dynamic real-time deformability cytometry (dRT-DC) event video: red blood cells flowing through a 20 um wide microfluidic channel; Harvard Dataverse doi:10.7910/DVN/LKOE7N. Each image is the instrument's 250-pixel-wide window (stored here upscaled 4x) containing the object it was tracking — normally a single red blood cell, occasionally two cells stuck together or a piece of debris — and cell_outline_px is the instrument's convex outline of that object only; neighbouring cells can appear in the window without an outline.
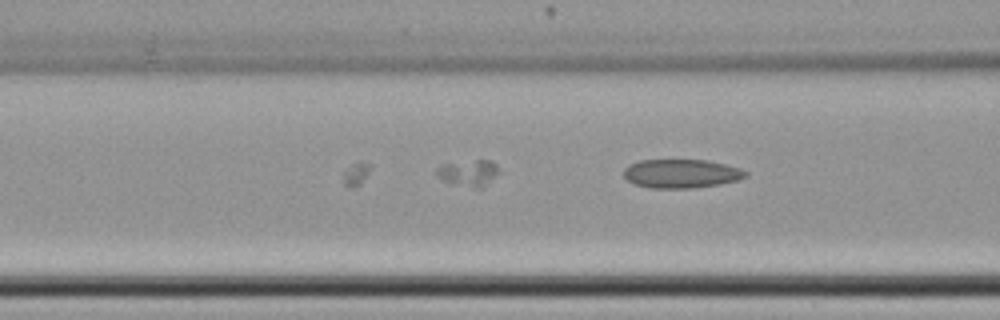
{"species": "common noctule bat (a hibernating species)", "species_latin": "Nyctalus noctula", "temperature_condition": "cold", "stored_images_in_passage": 7, "camera_frame_rate_fps": 3000, "um_per_image_px": 0.085, "animal": {"sex": "female", "body_mass_g": 22.7, "forearm_length_mm": 54.2}, "frame": {"image": 1, "passage_image": 7, "time_ms": 2.0, "image_size_px": [1000, 320], "cell_outline_px": [[748, 176], [736, 180], [720, 184], [692, 188], [652, 188], [636, 184], [628, 180], [624, 176], [624, 168], [628, 164], [640, 160], [708, 160], [740, 168], [748, 172]], "centroid_in_image_um": [57.91, 14.75], "position_along_channel_um": 108.7, "area_um2": 20.4}}